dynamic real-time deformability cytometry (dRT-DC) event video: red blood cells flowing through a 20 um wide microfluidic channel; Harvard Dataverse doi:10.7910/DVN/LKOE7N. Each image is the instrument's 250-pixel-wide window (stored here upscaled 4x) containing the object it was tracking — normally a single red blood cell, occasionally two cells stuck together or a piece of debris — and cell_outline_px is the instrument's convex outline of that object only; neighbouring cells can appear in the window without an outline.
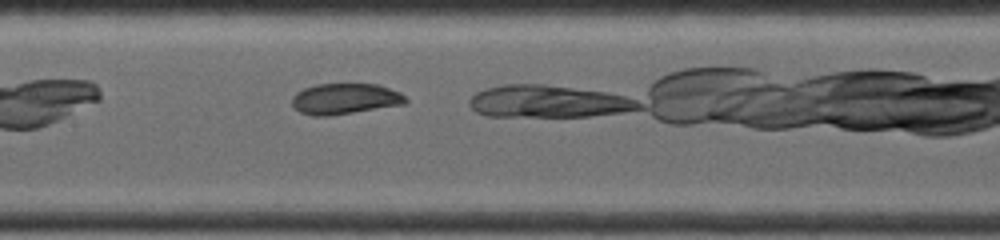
{"species": "common noctule bat (a hibernating species)", "species_latin": "Nyctalus noctula", "temperature_condition": "warm", "stored_images_in_passage": 16, "camera_frame_rate_fps": 4500, "um_per_image_px": 0.085, "animal": {"sex": "female", "body_mass_g": 19.0, "forearm_length_mm": 53.3}, "frame": {"image": 1, "passage_image": 12, "time_ms": 3.111, "image_size_px": [1000, 240], "cell_outline_px": [[408, 100], [404, 104], [328, 116], [312, 116], [300, 112], [292, 104], [292, 96], [296, 92], [304, 88], [316, 84], [376, 84], [400, 92]], "centroid_in_image_um": [29.29, 8.4], "position_along_channel_um": 178.1, "area_um2": 20.29}}